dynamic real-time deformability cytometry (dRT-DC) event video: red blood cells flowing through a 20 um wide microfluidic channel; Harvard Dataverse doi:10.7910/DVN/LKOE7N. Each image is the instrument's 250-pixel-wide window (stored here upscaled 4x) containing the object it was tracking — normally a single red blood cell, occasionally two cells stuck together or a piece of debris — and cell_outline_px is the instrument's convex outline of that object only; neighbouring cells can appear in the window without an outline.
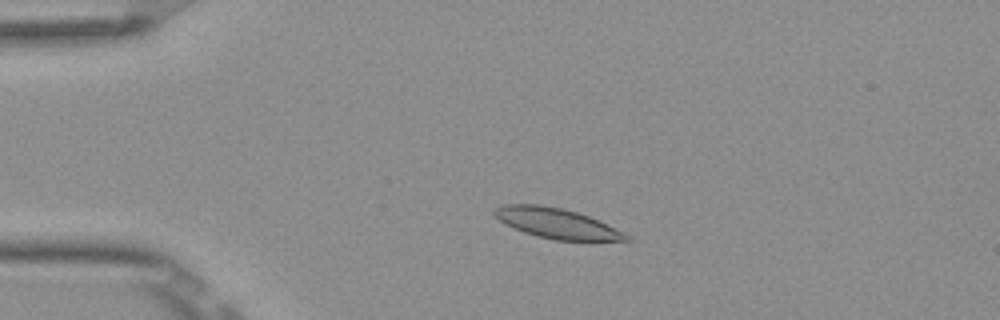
{"species": "Egyptian fruit bat (a non-hibernating species)", "species_latin": "Rousettus aegyptiacus", "temperature_condition": "room temperature", "stored_images_in_passage": 51, "camera_frame_rate_fps": 3000, "um_per_image_px": 0.085, "frame": {"image": 1, "passage_image": 10, "time_ms": 3.0, "image_size_px": [1000, 320], "cell_outline_px": [[632, 240], [556, 240], [536, 236], [524, 232], [500, 220], [492, 212], [492, 208], [504, 204], [540, 204], [560, 208], [576, 212], [600, 220], [628, 236]], "centroid_in_image_um": [47.27, 18.96], "position_along_channel_um": 37.7, "area_um2": 22.72}}
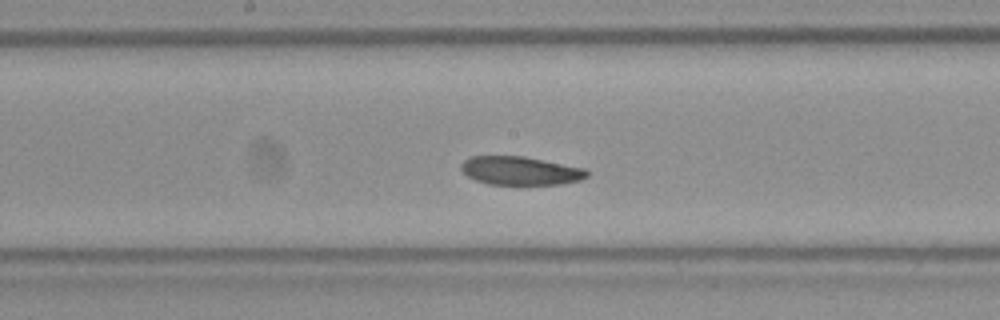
{"frame": {"image": 2, "passage_image": 26, "time_ms": 8.333, "image_size_px": [1000, 320], "cell_outline_px": [[588, 176], [580, 180], [560, 184], [488, 184], [476, 180], [468, 176], [460, 168], [460, 164], [468, 156], [524, 156], [584, 168], [588, 172]], "centroid_in_image_um": [44.2, 14.5], "position_along_channel_um": 204.0, "area_um2": 20.81}}
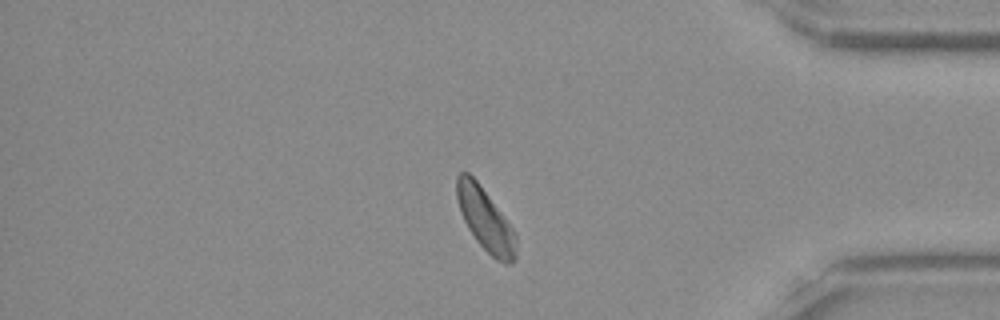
{"frame": {"image": 3, "passage_image": 43, "time_ms": 14.0, "image_size_px": [1000, 320], "cell_outline_px": [[516, 260], [512, 264], [504, 264], [496, 260], [476, 240], [468, 228], [460, 212], [456, 196], [456, 176], [460, 172], [468, 172], [476, 180], [504, 216], [516, 232]], "centroid_in_image_um": [41.27, 18.68], "position_along_channel_um": 393.9, "area_um2": 21.62}, "authors_computed_cell_mechanics": {"area_um2": 22.3108, "velocity_mm_per_s": 3.8177, "shape_relaxation_time_tau1_ms": 8.8765, "shape_relaxation_time_tau2_ms": null, "deformation_change_tau1": 0.1624, "deformation_change_tau2": null}}